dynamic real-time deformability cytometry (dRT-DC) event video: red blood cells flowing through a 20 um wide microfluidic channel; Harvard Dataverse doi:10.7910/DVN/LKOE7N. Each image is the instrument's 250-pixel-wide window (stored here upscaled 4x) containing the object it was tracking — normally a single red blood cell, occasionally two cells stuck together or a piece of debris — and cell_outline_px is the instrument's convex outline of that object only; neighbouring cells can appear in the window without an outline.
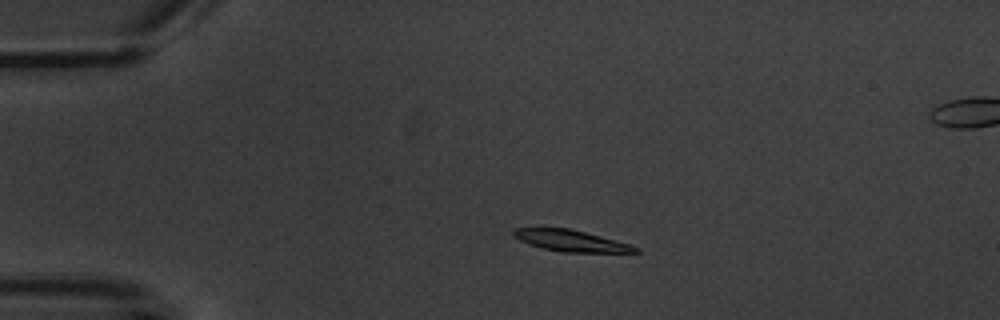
{"species": "common noctule bat (a hibernating species)", "species_latin": "Nyctalus noctula", "temperature_condition": "warm", "stored_images_in_passage": 5, "camera_frame_rate_fps": 3000, "um_per_image_px": 0.085, "animal": {"sex": "male", "body_mass_g": 20.1, "forearm_length_mm": 53.5}, "frame": {"image": 1, "passage_image": 3, "time_ms": 2.333, "image_size_px": [1000, 320], "cell_outline_px": [[640, 252], [560, 252], [528, 244], [512, 236], [512, 228], [568, 228], [616, 240], [640, 248]], "centroid_in_image_um": [48.49, 20.46], "position_along_channel_um": 36.5, "area_um2": 15.03}}